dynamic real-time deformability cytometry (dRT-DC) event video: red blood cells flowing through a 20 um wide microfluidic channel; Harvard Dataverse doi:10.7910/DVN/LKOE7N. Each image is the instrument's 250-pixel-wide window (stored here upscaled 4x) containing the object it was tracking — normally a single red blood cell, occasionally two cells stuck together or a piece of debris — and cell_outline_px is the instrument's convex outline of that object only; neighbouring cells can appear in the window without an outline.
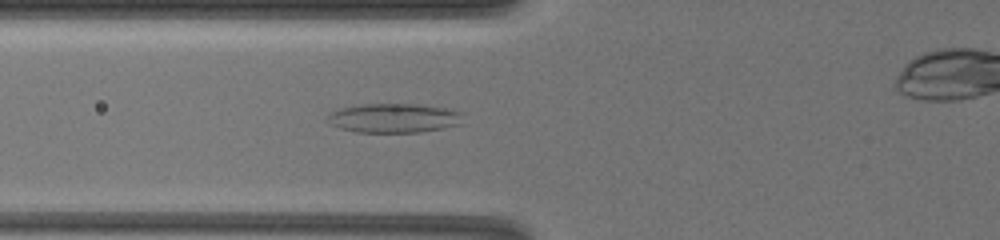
{"species": "common noctule bat (a hibernating species)", "species_latin": "Nyctalus noctula", "temperature_condition": "warm", "stored_images_in_passage": 22, "camera_frame_rate_fps": 3000, "um_per_image_px": 0.085, "animal": {"sex": "female", "body_mass_g": 19.5, "forearm_length_mm": 54.1}, "frame": {"image": 1, "passage_image": 22, "time_ms": 9.0, "image_size_px": [1000, 240], "cell_outline_px": [[460, 124], [444, 128], [420, 132], [356, 132], [340, 128], [324, 120], [332, 112], [344, 108], [364, 104], [420, 104], [456, 108], [460, 112]], "centroid_in_image_um": [33.53, 10.03], "position_along_channel_um": 92.3, "area_um2": 23.12}}